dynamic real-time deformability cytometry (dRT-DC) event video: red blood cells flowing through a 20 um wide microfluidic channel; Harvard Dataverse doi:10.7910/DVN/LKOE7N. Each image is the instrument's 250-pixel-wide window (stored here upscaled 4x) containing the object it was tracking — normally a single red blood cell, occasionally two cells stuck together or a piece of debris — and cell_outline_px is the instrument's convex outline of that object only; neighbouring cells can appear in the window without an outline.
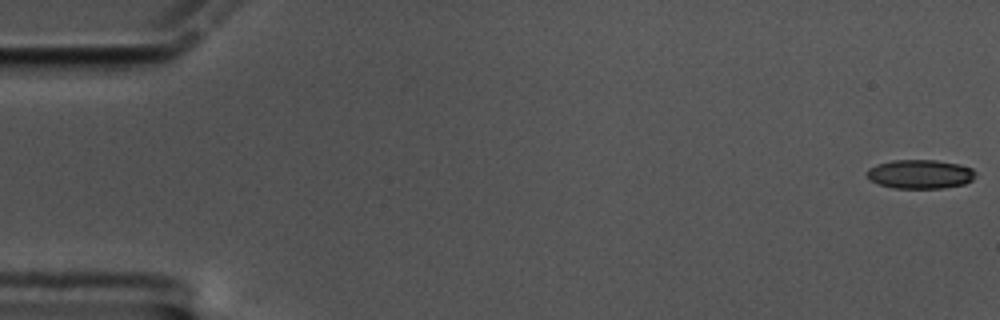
{"species": "common noctule bat (a hibernating species)", "species_latin": "Nyctalus noctula", "temperature_condition": "cold", "stored_images_in_passage": 60, "camera_frame_rate_fps": 3000, "um_per_image_px": 0.085, "animal": {"sex": "male", "body_mass_g": 17.5, "forearm_length_mm": 52.3}, "frame": {"image": 1, "passage_image": 1, "time_ms": 0.0, "image_size_px": [1000, 320], "cell_outline_px": [[976, 176], [972, 180], [964, 184], [944, 188], [892, 188], [868, 180], [864, 172], [868, 168], [876, 164], [892, 160], [936, 160], [960, 164], [972, 168], [976, 172]], "centroid_in_image_um": [78.18, 14.8], "position_along_channel_um": 6.8, "area_um2": 18.67}}
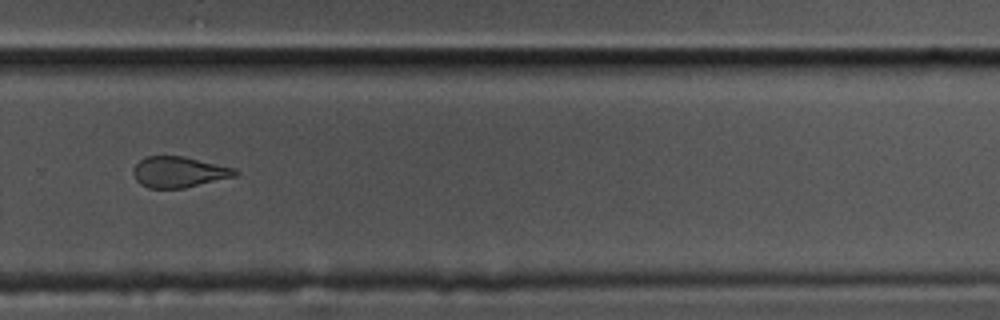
{"frame": {"image": 2, "passage_image": 41, "time_ms": 13.333, "image_size_px": [1000, 320], "cell_outline_px": [[240, 172], [236, 176], [184, 188], [148, 188], [140, 184], [136, 180], [132, 172], [132, 168], [144, 156], [184, 156], [236, 168]], "centroid_in_image_um": [15.2, 14.62], "position_along_channel_um": 314.6, "area_um2": 18.5}}
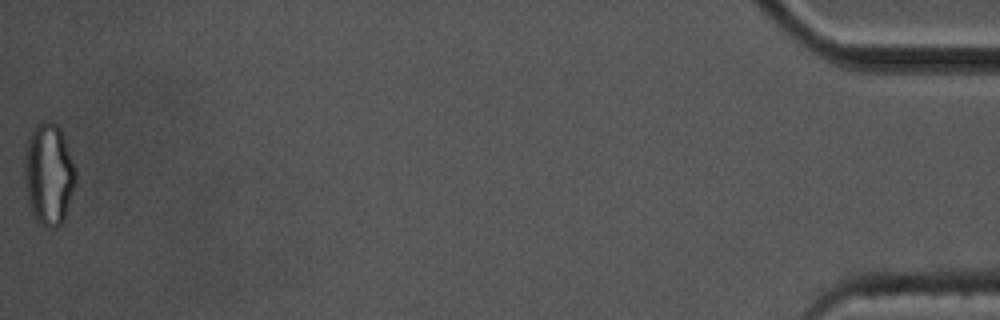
{"frame": {"image": 3, "passage_image": 60, "time_ms": 19.667, "image_size_px": [1000, 320], "cell_outline_px": [[76, 184], [64, 220], [56, 228], [44, 228], [36, 220], [28, 204], [24, 184], [24, 152], [28, 136], [36, 124], [44, 120], [52, 120], [60, 128], [76, 168]], "centroid_in_image_um": [4.13, 14.81], "position_along_channel_um": 431.1, "area_um2": 31.1}, "authors_computed_cell_mechanics": {"area_um2": 19.5653, "velocity_mm_per_s": 3.3882, "shape_relaxation_time_tau1_ms": null, "shape_relaxation_time_tau2_ms": 2.0691, "deformation_change_tau1": null, "deformation_change_tau2": 0.0755}}